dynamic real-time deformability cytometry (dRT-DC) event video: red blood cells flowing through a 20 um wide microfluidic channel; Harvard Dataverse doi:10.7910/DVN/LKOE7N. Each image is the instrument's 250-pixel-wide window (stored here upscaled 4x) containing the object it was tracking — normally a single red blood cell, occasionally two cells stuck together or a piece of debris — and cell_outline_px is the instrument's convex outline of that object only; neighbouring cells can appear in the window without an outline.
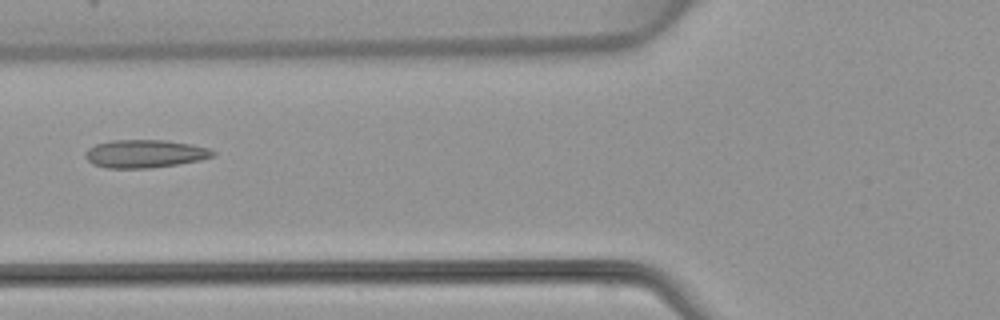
{"species": "common noctule bat (a hibernating species)", "species_latin": "Nyctalus noctula", "temperature_condition": "warm", "stored_images_in_passage": 6, "camera_frame_rate_fps": 3000, "um_per_image_px": 0.085, "animal": {"sex": "female", "body_mass_g": 22.7, "forearm_length_mm": 54.2}, "frame": {"image": 1, "passage_image": 5, "time_ms": 5.667, "image_size_px": [1000, 320], "cell_outline_px": [[216, 152], [212, 156], [200, 160], [152, 168], [108, 168], [92, 164], [84, 156], [88, 148], [96, 144], [112, 140], [164, 140], [192, 144], [208, 148]], "centroid_in_image_um": [12.29, 13.06], "position_along_channel_um": 113.5, "area_um2": 20.75}}
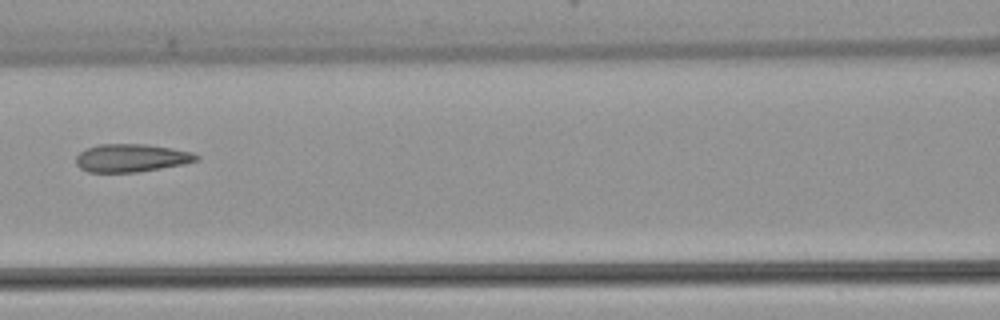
{"frame": {"image": 2, "passage_image": 6, "time_ms": 6.667, "image_size_px": [1000, 320], "cell_outline_px": [[200, 160], [184, 164], [136, 172], [88, 172], [80, 168], [76, 164], [76, 156], [80, 152], [88, 148], [100, 144], [144, 144], [172, 148], [192, 152], [200, 156]], "centroid_in_image_um": [11.18, 13.43], "position_along_channel_um": 155.4, "area_um2": 19.59}}